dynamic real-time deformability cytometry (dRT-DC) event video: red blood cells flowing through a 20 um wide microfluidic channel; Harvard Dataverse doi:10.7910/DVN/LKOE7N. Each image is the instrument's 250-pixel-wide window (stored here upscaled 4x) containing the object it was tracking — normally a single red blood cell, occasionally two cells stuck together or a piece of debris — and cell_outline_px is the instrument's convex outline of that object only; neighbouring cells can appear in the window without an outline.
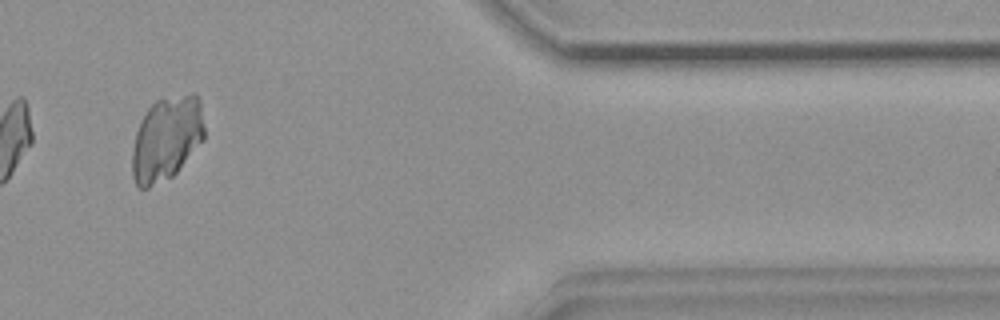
{"species": "common noctule bat (a hibernating species)", "species_latin": "Nyctalus noctula", "temperature_condition": "warm", "stored_images_in_passage": 13, "camera_frame_rate_fps": 3000, "um_per_image_px": 0.085, "animal": {"sex": "female", "body_mass_g": 18.4}, "frame": {"image": 1, "passage_image": 11, "time_ms": 3.333, "image_size_px": [1000, 320], "cell_outline_px": [[204, 140], [176, 172], [172, 176], [148, 188], [136, 188], [132, 176], [132, 152], [136, 132], [148, 108], [156, 100], [192, 92], [200, 100], [204, 128]], "centroid_in_image_um": [14.15, 11.79], "position_along_channel_um": 397.2, "area_um2": 35.37}}